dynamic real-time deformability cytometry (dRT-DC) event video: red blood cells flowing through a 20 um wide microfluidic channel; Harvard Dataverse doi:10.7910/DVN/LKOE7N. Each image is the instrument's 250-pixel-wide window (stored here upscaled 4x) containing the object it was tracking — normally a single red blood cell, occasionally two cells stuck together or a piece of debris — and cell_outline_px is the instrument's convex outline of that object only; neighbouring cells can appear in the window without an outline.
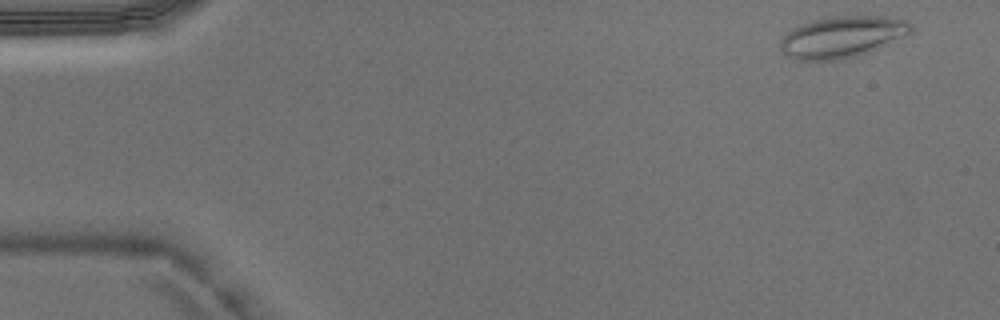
{"species": "Egyptian fruit bat (a non-hibernating species)", "species_latin": "Rousettus aegyptiacus", "temperature_condition": "warm", "stored_images_in_passage": 44, "camera_frame_rate_fps": 3000, "um_per_image_px": 0.085, "animal": {"sex": "male"}, "frame": {"image": 1, "passage_image": 1, "time_ms": 0.0, "image_size_px": [1000, 320], "cell_outline_px": [[912, 32], [868, 52], [844, 60], [792, 60], [784, 56], [780, 48], [780, 44], [784, 36], [792, 28], [800, 24], [812, 20], [832, 16], [884, 16], [908, 20], [912, 24]], "centroid_in_image_um": [71.54, 3.14], "position_along_channel_um": 13.5, "area_um2": 31.67}}